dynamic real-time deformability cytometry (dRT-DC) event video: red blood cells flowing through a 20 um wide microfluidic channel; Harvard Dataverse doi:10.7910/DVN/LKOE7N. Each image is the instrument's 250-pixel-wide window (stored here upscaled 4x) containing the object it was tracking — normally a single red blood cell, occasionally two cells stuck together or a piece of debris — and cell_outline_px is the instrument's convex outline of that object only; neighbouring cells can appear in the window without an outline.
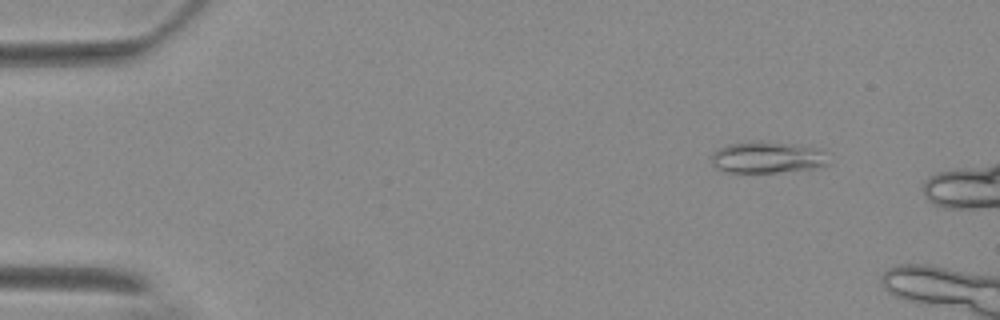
{"species": "Egyptian fruit bat (a non-hibernating species)", "species_latin": "Rousettus aegyptiacus", "temperature_condition": "warm", "stored_images_in_passage": 6, "camera_frame_rate_fps": 3000, "um_per_image_px": 0.085, "animal": {"sex": "female"}, "frame": {"image": 1, "passage_image": 2, "time_ms": 0.333, "image_size_px": [1000, 320], "cell_outline_px": [[828, 164], [820, 168], [780, 172], [724, 172], [716, 168], [712, 164], [712, 156], [720, 148], [732, 144], [780, 144], [808, 148], [820, 152]], "centroid_in_image_um": [65.15, 13.47], "position_along_channel_um": 19.8, "area_um2": 19.88}}